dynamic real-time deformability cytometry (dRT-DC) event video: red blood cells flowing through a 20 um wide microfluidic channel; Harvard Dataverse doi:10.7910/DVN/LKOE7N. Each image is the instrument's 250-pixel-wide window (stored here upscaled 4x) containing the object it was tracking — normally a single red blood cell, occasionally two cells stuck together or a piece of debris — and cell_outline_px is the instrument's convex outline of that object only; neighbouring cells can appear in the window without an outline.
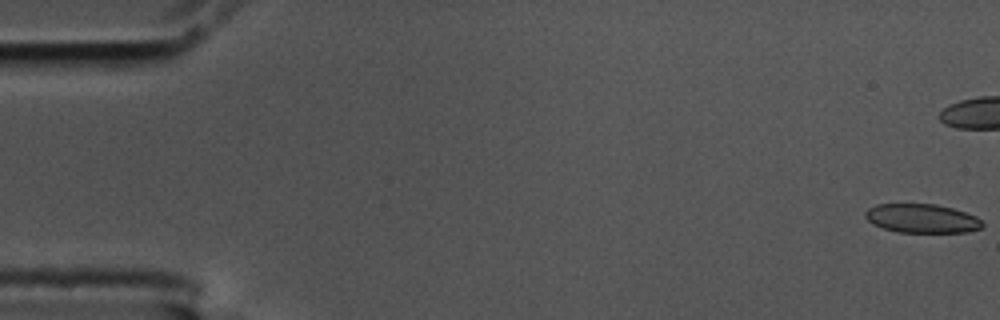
{"species": "common noctule bat (a hibernating species)", "species_latin": "Nyctalus noctula", "temperature_condition": "cold", "stored_images_in_passage": 45, "camera_frame_rate_fps": 3000, "um_per_image_px": 0.085, "animal": {"sex": "male", "body_mass_g": 17.5, "forearm_length_mm": 52.3}, "frame": {"image": 1, "passage_image": 1, "time_ms": 0.0, "image_size_px": [1000, 320], "cell_outline_px": [[984, 224], [980, 228], [968, 232], [896, 232], [872, 224], [864, 216], [864, 212], [868, 208], [876, 204], [936, 204], [952, 208], [976, 216]], "centroid_in_image_um": [78.33, 18.56], "position_along_channel_um": 6.7, "area_um2": 19.71}}
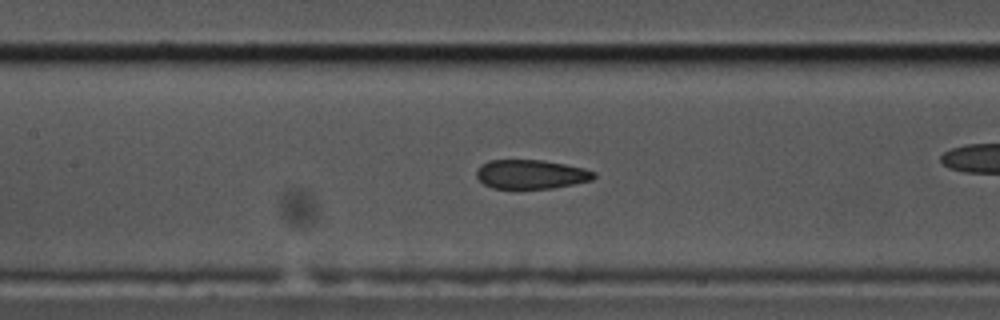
{"frame": {"image": 2, "passage_image": 26, "time_ms": 8.333, "image_size_px": [1000, 320], "cell_outline_px": [[596, 176], [592, 180], [552, 188], [492, 188], [484, 184], [476, 176], [476, 172], [488, 160], [544, 160], [584, 168], [596, 172]], "centroid_in_image_um": [45.16, 14.81], "position_along_channel_um": 162.2, "area_um2": 19.71}}
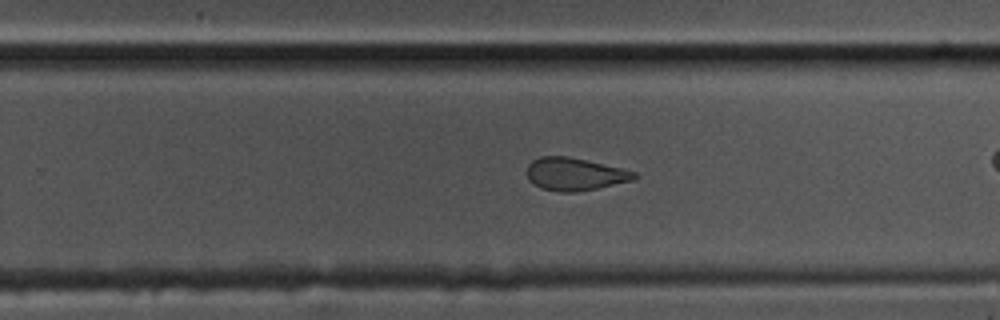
{"frame": {"image": 3, "passage_image": 36, "time_ms": 11.667, "image_size_px": [1000, 320], "cell_outline_px": [[636, 176], [632, 180], [580, 192], [560, 192], [540, 188], [532, 184], [528, 180], [528, 164], [532, 160], [540, 156], [568, 156], [620, 168], [636, 172]], "centroid_in_image_um": [48.8, 14.81], "position_along_channel_um": 281.0, "area_um2": 20.35}}